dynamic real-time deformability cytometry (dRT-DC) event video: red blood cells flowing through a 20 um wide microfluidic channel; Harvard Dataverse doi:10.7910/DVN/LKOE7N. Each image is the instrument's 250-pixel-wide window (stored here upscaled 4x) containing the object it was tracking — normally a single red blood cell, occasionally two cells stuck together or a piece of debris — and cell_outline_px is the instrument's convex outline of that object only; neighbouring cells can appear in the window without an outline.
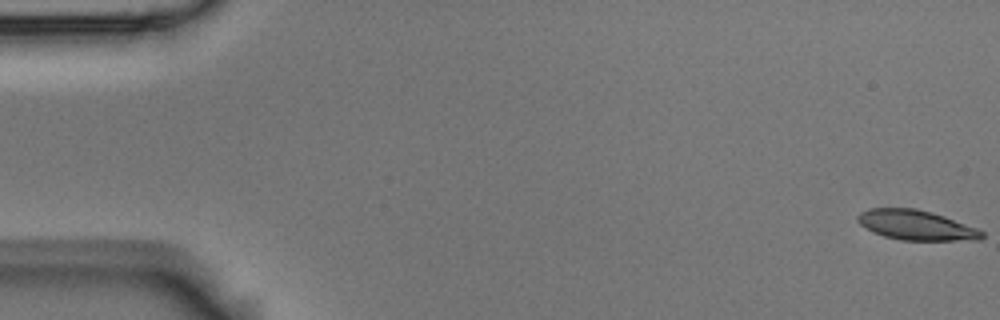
{"species": "Egyptian fruit bat (a non-hibernating species)", "species_latin": "Rousettus aegyptiacus", "temperature_condition": "room temperature", "stored_images_in_passage": 55, "camera_frame_rate_fps": 3000, "um_per_image_px": 0.085, "animal": {"sex": "male"}, "frame": {"image": 1, "passage_image": 1, "time_ms": 0.0, "image_size_px": [1000, 320], "cell_outline_px": [[984, 236], [980, 240], [900, 240], [884, 236], [872, 232], [860, 224], [856, 220], [856, 216], [860, 212], [868, 208], [916, 208], [932, 212], [944, 216], [976, 228], [984, 232]], "centroid_in_image_um": [77.84, 19.13], "position_along_channel_um": 7.2, "area_um2": 21.68}}
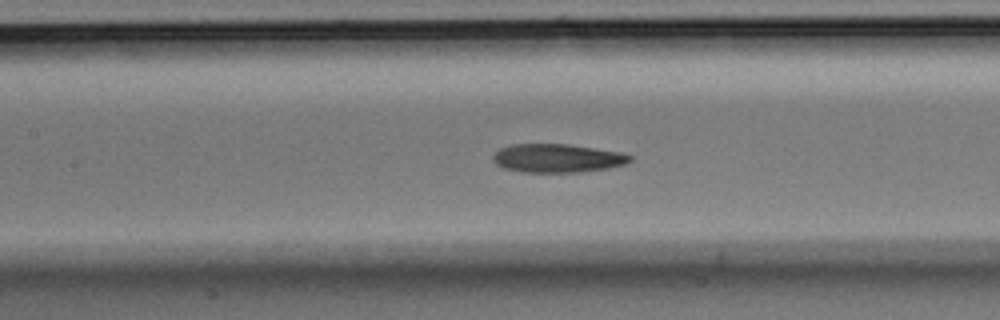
{"frame": {"image": 2, "passage_image": 25, "time_ms": 8.0, "image_size_px": [1000, 320], "cell_outline_px": [[632, 160], [624, 164], [608, 168], [580, 172], [520, 172], [504, 168], [496, 164], [492, 160], [492, 156], [500, 148], [512, 144], [568, 144], [620, 152], [632, 156]], "centroid_in_image_um": [47.35, 13.45], "position_along_channel_um": 160.1, "area_um2": 22.77}}
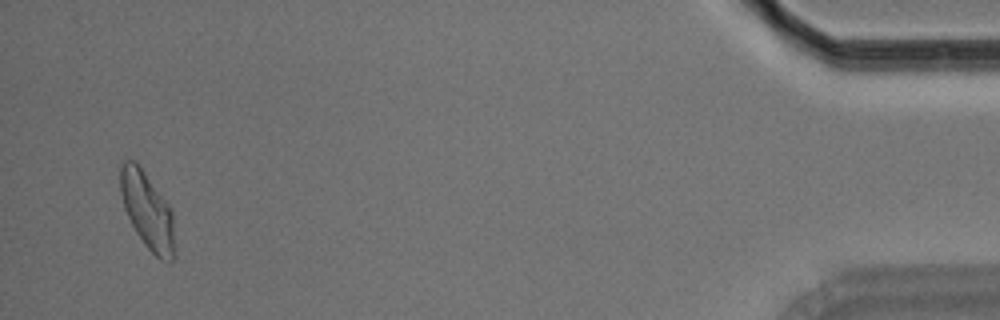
{"frame": {"image": 3, "passage_image": 53, "time_ms": 17.333, "image_size_px": [1000, 320], "cell_outline_px": [[176, 256], [172, 260], [160, 260], [144, 244], [136, 232], [124, 208], [120, 192], [120, 164], [124, 160], [136, 160], [172, 208], [176, 252]], "centroid_in_image_um": [12.55, 17.9], "position_along_channel_um": 422.7, "area_um2": 24.68}, "authors_computed_cell_mechanics": {"area_um2": 23.1778, "velocity_mm_per_s": 3.6925, "shape_relaxation_time_tau1_ms": 7.3231, "shape_relaxation_time_tau2_ms": 3.1995, "deformation_change_tau1": 0.1957, "deformation_change_tau2": 0.1104}}